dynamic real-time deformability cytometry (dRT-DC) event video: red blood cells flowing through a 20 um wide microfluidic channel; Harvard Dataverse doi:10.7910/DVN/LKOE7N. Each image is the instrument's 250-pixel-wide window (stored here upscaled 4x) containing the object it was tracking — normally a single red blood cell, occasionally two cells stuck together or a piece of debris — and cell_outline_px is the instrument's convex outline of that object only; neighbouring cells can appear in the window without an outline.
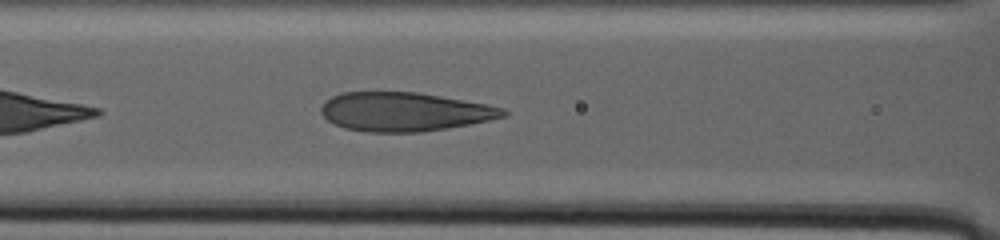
{"species": "human", "species_latin": "Homo sapiens", "temperature_condition": "warm", "stored_images_in_passage": 49, "camera_frame_rate_fps": 3000, "um_per_image_px": 0.085, "donor": {"sex": "male"}, "frame": {"image": 1, "passage_image": 10, "time_ms": 3.667, "image_size_px": [1000, 240], "cell_outline_px": [[508, 116], [468, 124], [420, 132], [368, 132], [344, 128], [328, 120], [320, 112], [320, 108], [324, 100], [340, 92], [416, 92], [488, 104], [504, 108], [508, 112]], "centroid_in_image_um": [34.36, 9.49], "position_along_channel_um": 132.2, "area_um2": 41.21}}
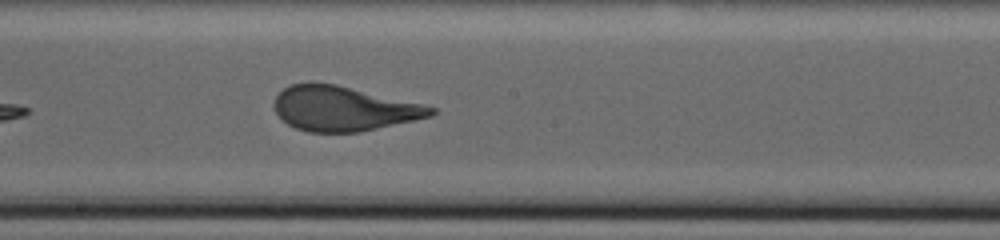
{"frame": {"image": 2, "passage_image": 20, "time_ms": 8.0, "image_size_px": [1000, 240], "cell_outline_px": [[436, 112], [432, 116], [360, 132], [308, 132], [296, 128], [288, 124], [276, 112], [276, 96], [284, 88], [292, 84], [336, 84], [424, 104], [436, 108]], "centroid_in_image_um": [29.25, 9.24], "position_along_channel_um": 218.9, "area_um2": 40.23}}
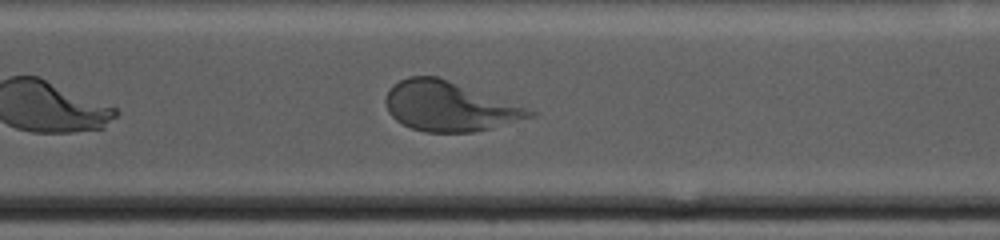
{"frame": {"image": 3, "passage_image": 34, "time_ms": 13.667, "image_size_px": [1000, 240], "cell_outline_px": [[536, 112], [532, 116], [488, 128], [472, 132], [424, 132], [412, 128], [396, 120], [388, 112], [384, 100], [392, 84], [408, 76], [436, 76], [448, 80]], "centroid_in_image_um": [38.06, 9.03], "position_along_channel_um": 332.5, "area_um2": 40.52}, "authors_computed_cell_mechanics": {"area_um2": 41.5582, "velocity_mm_per_s": 2.0038, "shape_relaxation_time_tau1_ms": 9.6918, "shape_relaxation_time_tau2_ms": null, "deformation_change_tau1": 0.2281, "deformation_change_tau2": null}}